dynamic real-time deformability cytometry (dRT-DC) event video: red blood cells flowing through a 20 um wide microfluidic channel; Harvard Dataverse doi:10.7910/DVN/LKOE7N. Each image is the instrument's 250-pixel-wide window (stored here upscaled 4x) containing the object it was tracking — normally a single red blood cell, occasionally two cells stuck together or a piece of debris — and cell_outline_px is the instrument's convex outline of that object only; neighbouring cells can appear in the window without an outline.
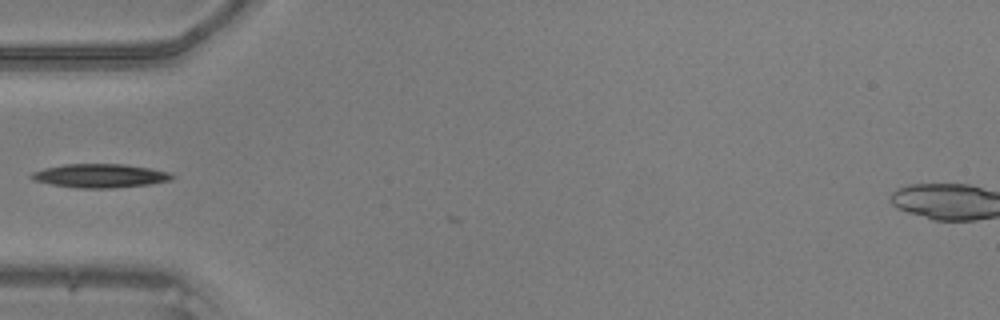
{"species": "common noctule bat (a hibernating species)", "species_latin": "Nyctalus noctula", "temperature_condition": "warm", "stored_images_in_passage": 2, "camera_frame_rate_fps": 3000, "um_per_image_px": 0.085, "animal": {"sex": "male", "body_mass_g": 20.5, "forearm_length_mm": 52.5}, "frame": {"image": 1, "passage_image": 1, "time_ms": 0.0, "image_size_px": [1000, 320], "cell_outline_px": [[176, 176], [172, 180], [152, 184], [112, 188], [76, 188], [52, 184], [32, 180], [28, 176], [32, 172], [44, 168], [64, 164], [124, 164], [152, 168], [168, 172]], "centroid_in_image_um": [8.52, 14.94], "position_along_channel_um": 76.5, "area_um2": 19.65}}